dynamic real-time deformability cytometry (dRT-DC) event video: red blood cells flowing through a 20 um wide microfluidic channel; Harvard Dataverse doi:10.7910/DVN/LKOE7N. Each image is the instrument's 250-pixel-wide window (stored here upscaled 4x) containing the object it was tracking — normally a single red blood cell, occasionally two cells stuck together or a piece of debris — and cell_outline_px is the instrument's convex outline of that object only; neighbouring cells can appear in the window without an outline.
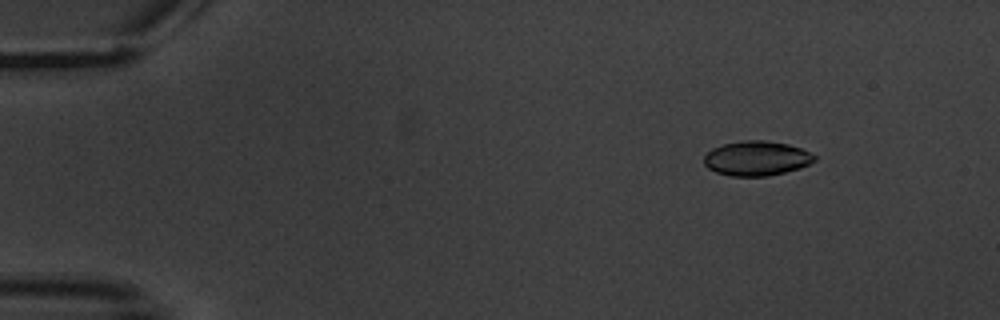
{"species": "common noctule bat (a hibernating species)", "species_latin": "Nyctalus noctula", "temperature_condition": "warm", "stored_images_in_passage": 4, "camera_frame_rate_fps": 3000, "um_per_image_px": 0.085, "animal": {"sex": "male", "body_mass_g": 20.1, "forearm_length_mm": 53.5}, "frame": {"image": 1, "passage_image": 1, "time_ms": 0.0, "image_size_px": [1000, 320], "cell_outline_px": [[816, 160], [800, 168], [768, 176], [732, 176], [716, 172], [708, 168], [704, 164], [704, 156], [712, 148], [724, 144], [744, 140], [764, 140], [788, 144], [800, 148], [816, 156]], "centroid_in_image_um": [64.3, 13.46], "position_along_channel_um": 20.7, "area_um2": 22.2}}
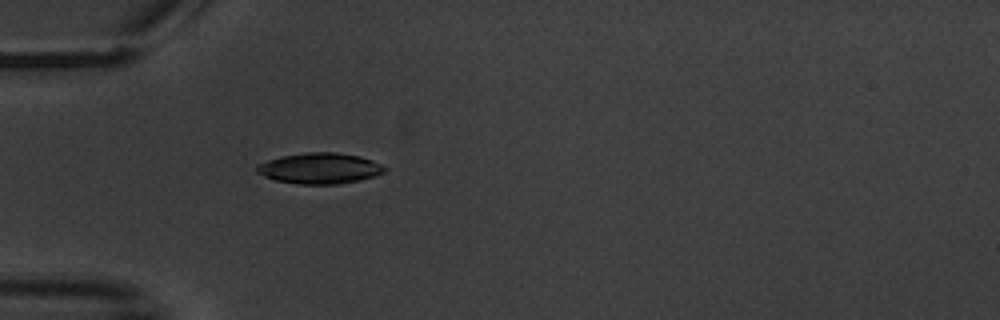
{"frame": {"image": 2, "passage_image": 4, "time_ms": 3.667, "image_size_px": [1000, 320], "cell_outline_px": [[388, 168], [384, 172], [372, 176], [340, 184], [300, 184], [276, 180], [264, 176], [256, 172], [256, 164], [268, 160], [284, 156], [308, 152], [336, 152], [360, 156], [372, 160]], "centroid_in_image_um": [27.17, 14.3], "position_along_channel_um": 57.8, "area_um2": 22.72}}